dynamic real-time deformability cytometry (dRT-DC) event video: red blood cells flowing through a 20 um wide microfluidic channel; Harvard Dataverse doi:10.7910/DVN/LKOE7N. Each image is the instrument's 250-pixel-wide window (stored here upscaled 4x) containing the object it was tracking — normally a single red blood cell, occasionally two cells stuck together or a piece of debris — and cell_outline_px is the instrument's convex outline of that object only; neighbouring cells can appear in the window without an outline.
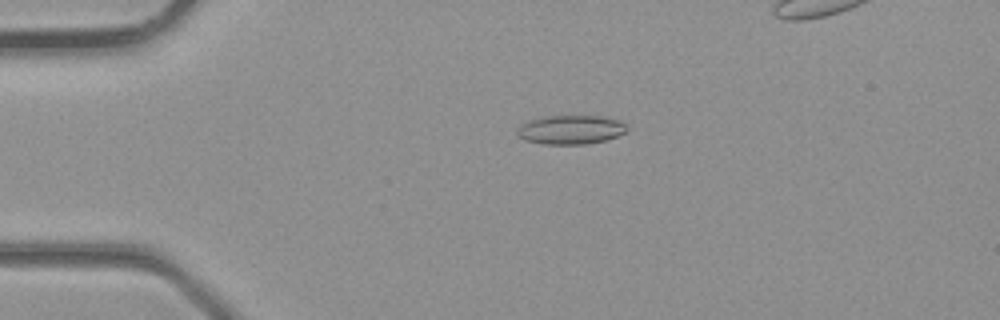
{"species": "common noctule bat (a hibernating species)", "species_latin": "Nyctalus noctula", "temperature_condition": "room temperature", "stored_images_in_passage": 4, "camera_frame_rate_fps": 3000, "um_per_image_px": 0.085, "animal": {"sex": "male", "body_mass_g": 23.1, "forearm_length_mm": 52.7}, "frame": {"image": 1, "passage_image": 2, "time_ms": 0.333, "image_size_px": [1000, 320], "cell_outline_px": [[628, 128], [624, 132], [616, 136], [604, 140], [584, 144], [544, 144], [524, 140], [516, 136], [516, 132], [524, 124], [532, 120], [548, 116], [604, 116], [620, 120], [628, 124]], "centroid_in_image_um": [48.55, 11.02], "position_along_channel_um": 36.5, "area_um2": 18.38}}